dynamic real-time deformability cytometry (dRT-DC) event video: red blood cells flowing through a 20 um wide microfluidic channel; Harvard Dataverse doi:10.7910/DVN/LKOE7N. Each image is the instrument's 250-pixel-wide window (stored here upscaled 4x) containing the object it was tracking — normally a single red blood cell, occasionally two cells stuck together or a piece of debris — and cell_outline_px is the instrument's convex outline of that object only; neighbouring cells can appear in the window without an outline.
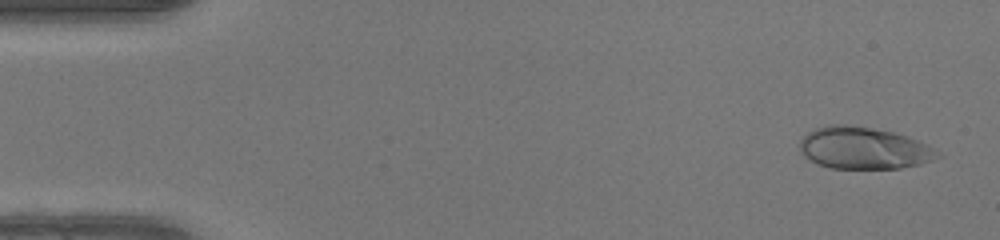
{"species": "human", "species_latin": "Homo sapiens", "temperature_condition": "warm", "stored_images_in_passage": 49, "camera_frame_rate_fps": 3000, "um_per_image_px": 0.085, "donor": {"sex": "female"}, "frame": {"image": 1, "passage_image": 2, "time_ms": 0.333, "image_size_px": [1000, 240], "cell_outline_px": [[944, 156], [920, 164], [900, 168], [828, 168], [804, 156], [800, 152], [800, 140], [808, 132], [816, 128], [828, 124], [844, 124], [872, 128], [892, 132], [908, 136], [932, 148]], "centroid_in_image_um": [73.4, 12.58], "position_along_channel_um": 11.6, "area_um2": 33.47}}
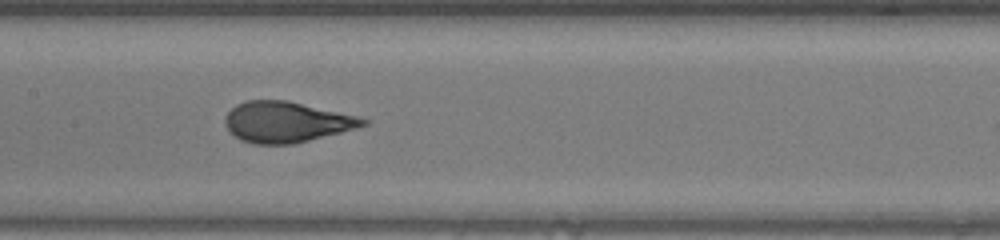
{"frame": {"image": 2, "passage_image": 24, "time_ms": 7.667, "image_size_px": [1000, 240], "cell_outline_px": [[368, 124], [356, 128], [292, 144], [252, 144], [240, 140], [228, 132], [224, 124], [224, 116], [236, 104], [244, 100], [288, 100], [356, 116], [368, 120]], "centroid_in_image_um": [24.26, 10.37], "position_along_channel_um": 183.1, "area_um2": 32.71}}
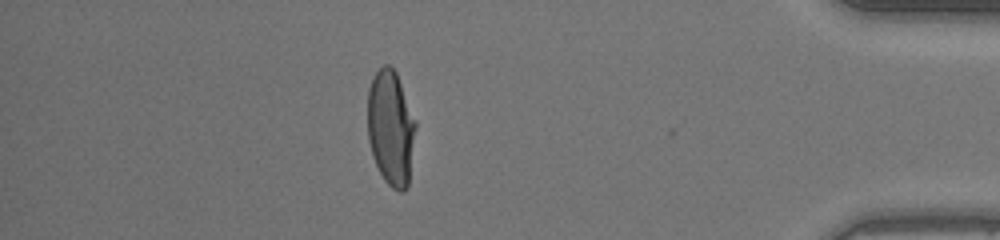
{"frame": {"image": 3, "passage_image": 43, "time_ms": 14.0, "image_size_px": [1000, 240], "cell_outline_px": [[416, 128], [408, 188], [404, 192], [400, 192], [392, 188], [384, 180], [372, 156], [368, 140], [368, 88], [376, 72], [384, 64], [388, 64], [396, 72], [416, 120]], "centroid_in_image_um": [33.23, 10.9], "position_along_channel_um": 402.0, "area_um2": 32.43}, "authors_computed_cell_mechanics": {"area_um2": 32.8882, "velocity_mm_per_s": 4.1771, "shape_relaxation_time_tau1_ms": 5.9564, "shape_relaxation_time_tau2_ms": null, "deformation_change_tau1": 0.2754, "deformation_change_tau2": null}}